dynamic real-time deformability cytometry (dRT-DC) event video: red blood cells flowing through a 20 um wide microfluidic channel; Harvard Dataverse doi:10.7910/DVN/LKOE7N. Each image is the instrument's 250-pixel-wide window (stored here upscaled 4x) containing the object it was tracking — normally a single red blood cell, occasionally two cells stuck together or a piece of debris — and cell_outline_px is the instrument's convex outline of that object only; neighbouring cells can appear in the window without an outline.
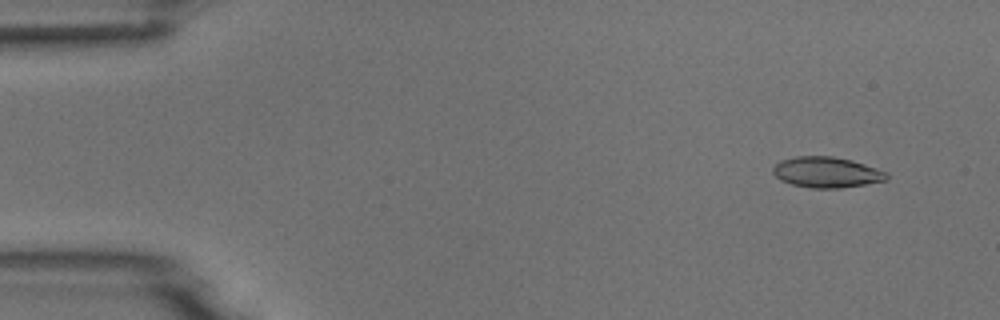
{"species": "common noctule bat (a hibernating species)", "species_latin": "Nyctalus noctula", "temperature_condition": "room temperature", "stored_images_in_passage": 5, "camera_frame_rate_fps": 3000, "um_per_image_px": 0.085, "animal": {"sex": "male", "body_mass_g": 18.8}, "frame": {"image": 1, "passage_image": 1, "time_ms": 0.0, "image_size_px": [1000, 320], "cell_outline_px": [[888, 180], [840, 188], [812, 188], [792, 184], [780, 180], [772, 172], [772, 168], [780, 160], [796, 156], [832, 156], [852, 160], [888, 172]], "centroid_in_image_um": [70.26, 14.64], "position_along_channel_um": 14.7, "area_um2": 20.35}}
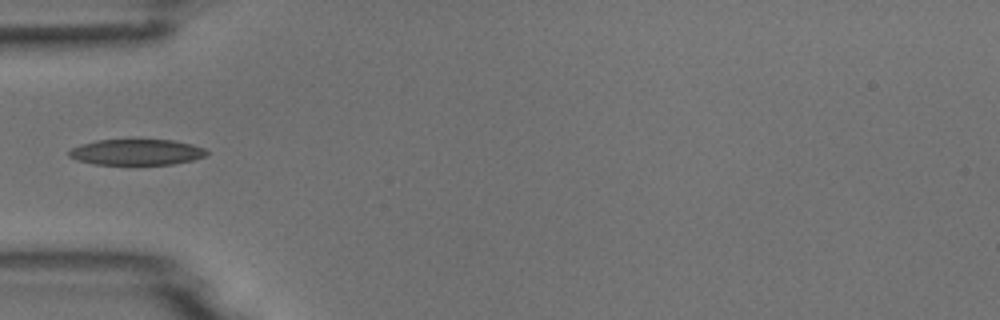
{"frame": {"image": 2, "passage_image": 4, "time_ms": 4.333, "image_size_px": [1000, 320], "cell_outline_px": [[208, 152], [204, 156], [192, 160], [172, 164], [92, 164], [76, 160], [68, 156], [68, 152], [72, 148], [80, 144], [96, 140], [172, 140], [192, 144], [204, 148]], "centroid_in_image_um": [11.56, 12.93], "position_along_channel_um": 73.4, "area_um2": 20.63}}